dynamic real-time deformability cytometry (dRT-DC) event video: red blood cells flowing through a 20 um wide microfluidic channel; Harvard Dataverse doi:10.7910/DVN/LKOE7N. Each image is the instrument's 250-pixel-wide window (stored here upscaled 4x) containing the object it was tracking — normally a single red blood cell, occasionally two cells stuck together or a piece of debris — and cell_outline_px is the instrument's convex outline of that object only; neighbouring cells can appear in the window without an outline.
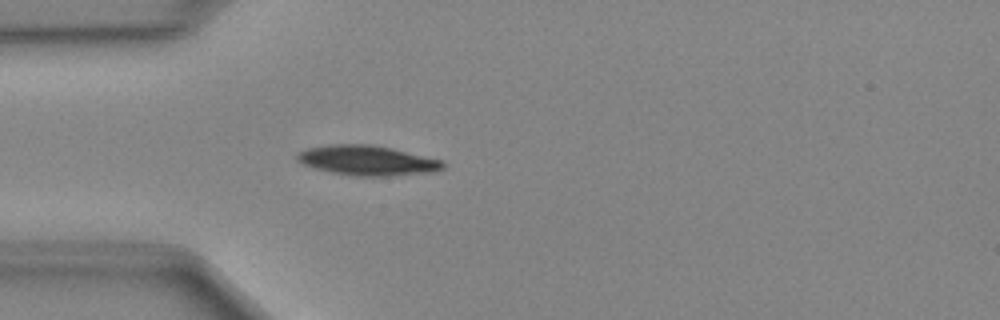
{"species": "Egyptian fruit bat (a non-hibernating species)", "species_latin": "Rousettus aegyptiacus", "temperature_condition": "cold", "stored_images_in_passage": 36, "camera_frame_rate_fps": 3000, "um_per_image_px": 0.085, "animal": {"sex": "female"}, "frame": {"image": 1, "passage_image": 1, "time_ms": 0.0, "image_size_px": [1000, 320], "cell_outline_px": [[444, 168], [432, 172], [388, 176], [356, 176], [332, 172], [316, 168], [304, 164], [296, 160], [296, 152], [308, 148], [328, 144], [372, 144], [392, 148], [444, 160]], "centroid_in_image_um": [31.23, 13.62], "position_along_channel_um": 53.8, "area_um2": 25.49}}
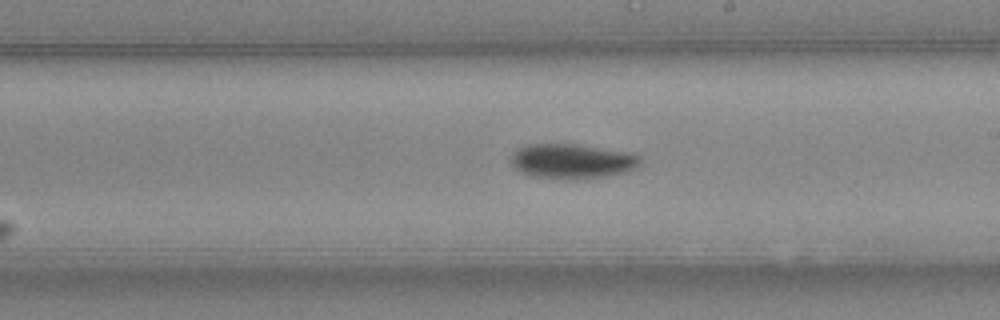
{"frame": {"image": 2, "passage_image": 15, "time_ms": 4.667, "image_size_px": [1000, 320], "cell_outline_px": [[640, 164], [624, 172], [604, 176], [572, 180], [568, 180], [532, 176], [520, 172], [512, 164], [512, 156], [520, 148], [528, 144], [576, 144], [632, 152], [640, 156]], "centroid_in_image_um": [48.64, 13.7], "position_along_channel_um": 240.4, "area_um2": 26.07}}
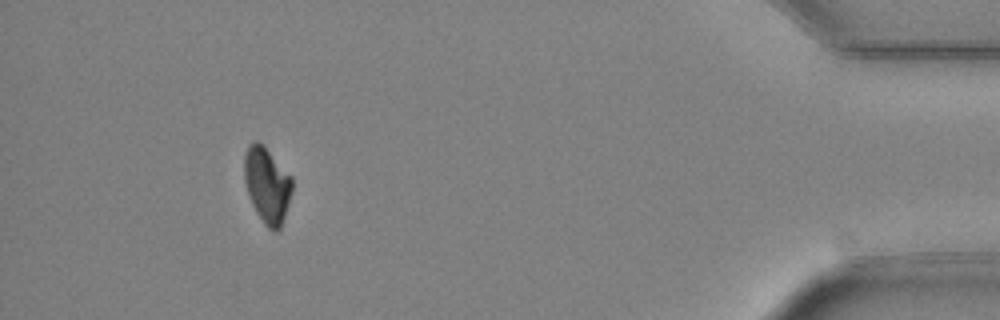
{"frame": {"image": 3, "passage_image": 32, "time_ms": 10.333, "image_size_px": [1000, 320], "cell_outline_px": [[292, 192], [280, 228], [276, 232], [272, 232], [264, 224], [256, 212], [252, 204], [244, 180], [244, 156], [248, 144], [252, 140], [256, 140], [292, 176]], "centroid_in_image_um": [22.69, 15.75], "position_along_channel_um": 412.5, "area_um2": 20.87}}